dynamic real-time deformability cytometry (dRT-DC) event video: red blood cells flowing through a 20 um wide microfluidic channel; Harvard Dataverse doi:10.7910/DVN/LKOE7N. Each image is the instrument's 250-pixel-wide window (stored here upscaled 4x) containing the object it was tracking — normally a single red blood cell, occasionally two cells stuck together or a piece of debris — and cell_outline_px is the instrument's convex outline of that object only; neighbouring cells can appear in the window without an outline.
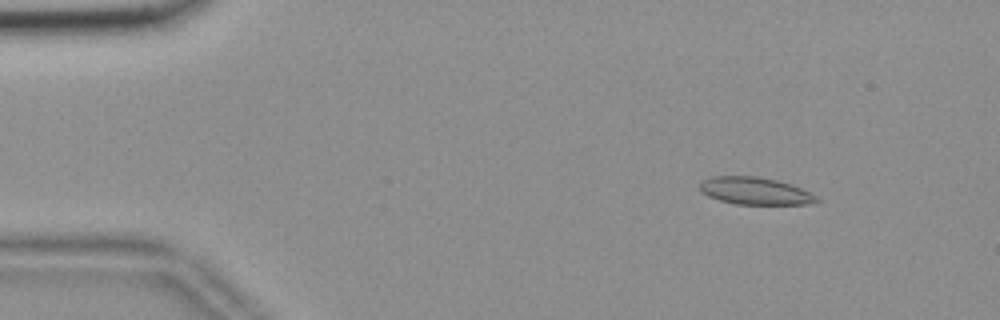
{"species": "common noctule bat (a hibernating species)", "species_latin": "Nyctalus noctula", "temperature_condition": "room temperature", "stored_images_in_passage": 55, "camera_frame_rate_fps": 3000, "um_per_image_px": 0.085, "animal": {"sex": "female", "body_mass_g": 18.4}, "frame": {"image": 1, "passage_image": 7, "time_ms": 2.0, "image_size_px": [1000, 320], "cell_outline_px": [[820, 200], [808, 204], [736, 204], [720, 200], [708, 196], [700, 188], [700, 184], [704, 180], [712, 176], [756, 176], [776, 180], [792, 184], [816, 196]], "centroid_in_image_um": [64.18, 16.23], "position_along_channel_um": 20.8, "area_um2": 18.32}}
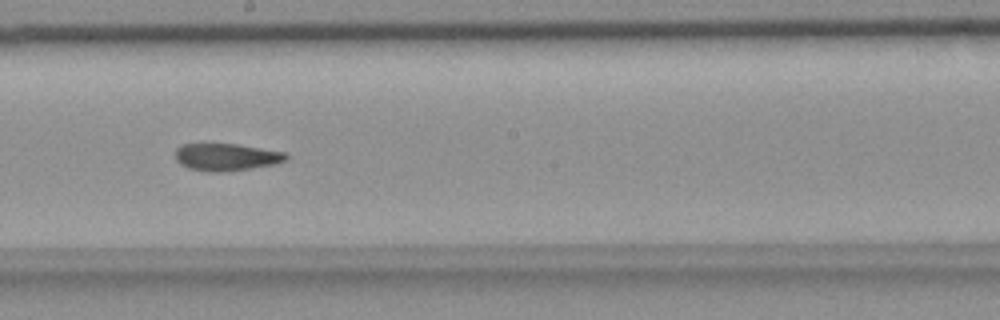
{"frame": {"image": 2, "passage_image": 31, "time_ms": 10.0, "image_size_px": [1000, 320], "cell_outline_px": [[288, 156], [284, 160], [272, 164], [228, 172], [208, 172], [188, 168], [180, 164], [176, 160], [176, 148], [180, 144], [236, 144], [284, 152]], "centroid_in_image_um": [19.17, 13.35], "position_along_channel_um": 229.0, "area_um2": 17.46}}
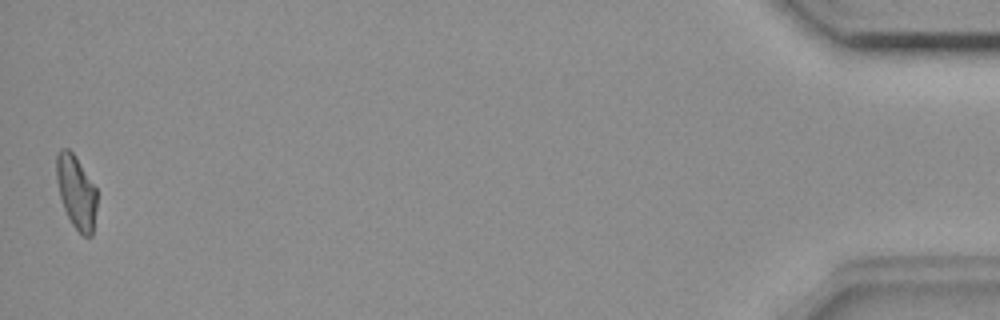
{"frame": {"image": 3, "passage_image": 55, "time_ms": 18.0, "image_size_px": [1000, 320], "cell_outline_px": [[96, 208], [92, 236], [84, 236], [72, 224], [64, 208], [60, 196], [56, 180], [56, 152], [60, 148], [68, 148], [72, 152], [96, 188]], "centroid_in_image_um": [6.46, 16.29], "position_along_channel_um": 428.7, "area_um2": 17.05}, "authors_computed_cell_mechanics": {"area_um2": 18.2648, "velocity_mm_per_s": 3.6701, "shape_relaxation_time_tau1_ms": 7.4305, "shape_relaxation_time_tau2_ms": 3.5818, "deformation_change_tau1": 0.1679, "deformation_change_tau2": 0.0893}}